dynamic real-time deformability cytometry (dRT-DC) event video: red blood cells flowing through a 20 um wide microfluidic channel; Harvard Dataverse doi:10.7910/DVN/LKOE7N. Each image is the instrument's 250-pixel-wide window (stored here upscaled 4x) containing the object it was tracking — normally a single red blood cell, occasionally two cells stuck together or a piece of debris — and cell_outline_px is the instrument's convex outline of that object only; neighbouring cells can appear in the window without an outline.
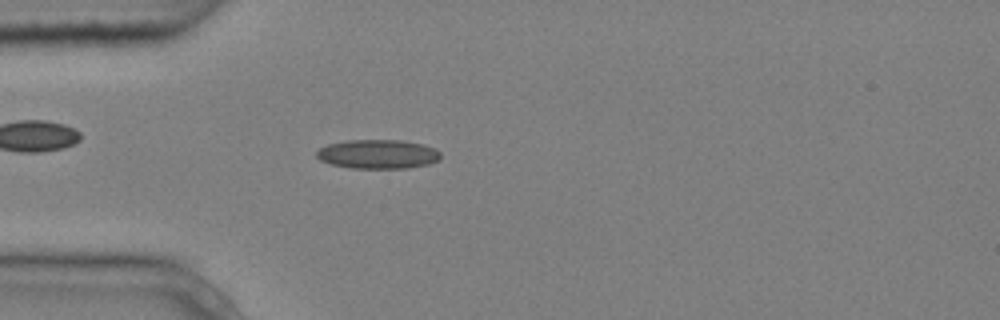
{"species": "common noctule bat (a hibernating species)", "species_latin": "Nyctalus noctula", "temperature_condition": "cold", "stored_images_in_passage": 3, "camera_frame_rate_fps": 3000, "um_per_image_px": 0.085, "animal": {"sex": "male", "body_mass_g": 20.4}, "frame": {"image": 1, "passage_image": 3, "time_ms": 0.667, "image_size_px": [1000, 320], "cell_outline_px": [[440, 160], [428, 164], [408, 168], [352, 168], [332, 164], [320, 160], [316, 156], [316, 152], [320, 148], [328, 144], [348, 140], [400, 140], [424, 144], [436, 148], [440, 152]], "centroid_in_image_um": [32.15, 13.1], "position_along_channel_um": 52.8, "area_um2": 21.1}}